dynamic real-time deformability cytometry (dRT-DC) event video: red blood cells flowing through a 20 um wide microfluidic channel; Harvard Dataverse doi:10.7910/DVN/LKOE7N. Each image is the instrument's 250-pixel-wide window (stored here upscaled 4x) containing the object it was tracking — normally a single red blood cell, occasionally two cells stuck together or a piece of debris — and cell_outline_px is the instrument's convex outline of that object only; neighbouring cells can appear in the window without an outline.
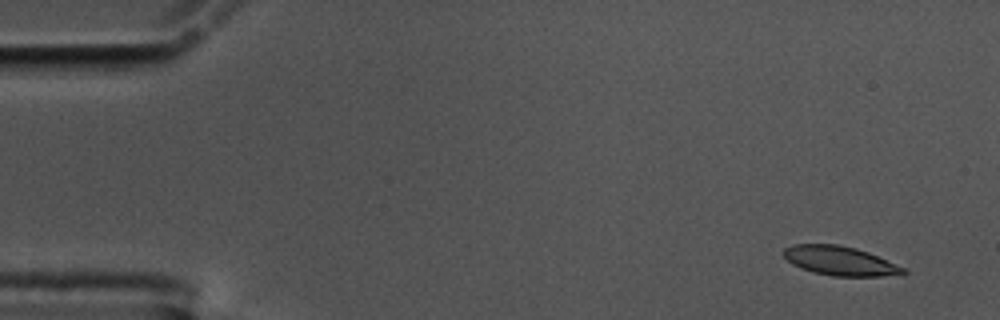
{"species": "common noctule bat (a hibernating species)", "species_latin": "Nyctalus noctula", "temperature_condition": "cold", "stored_images_in_passage": 54, "camera_frame_rate_fps": 3000, "um_per_image_px": 0.085, "animal": {"sex": "male", "body_mass_g": 17.5, "forearm_length_mm": 52.3}, "frame": {"image": 1, "passage_image": 1, "time_ms": 0.0, "image_size_px": [1000, 320], "cell_outline_px": [[908, 272], [904, 276], [832, 276], [812, 272], [792, 264], [784, 256], [784, 248], [792, 244], [836, 244], [856, 248], [868, 252], [904, 268]], "centroid_in_image_um": [71.43, 22.18], "position_along_channel_um": 13.6, "area_um2": 20.4}}
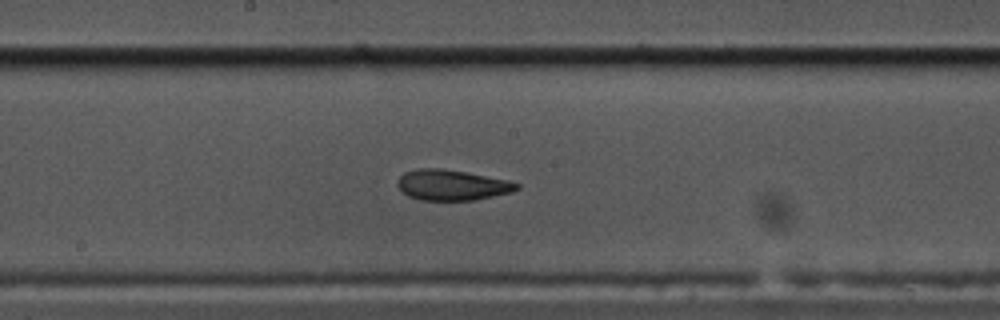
{"frame": {"image": 2, "passage_image": 27, "time_ms": 8.667, "image_size_px": [1000, 320], "cell_outline_px": [[520, 188], [512, 192], [476, 200], [420, 200], [408, 196], [396, 184], [400, 176], [404, 172], [420, 168], [440, 168], [464, 172], [508, 180], [520, 184]], "centroid_in_image_um": [38.42, 15.73], "position_along_channel_um": 209.8, "area_um2": 21.15}}
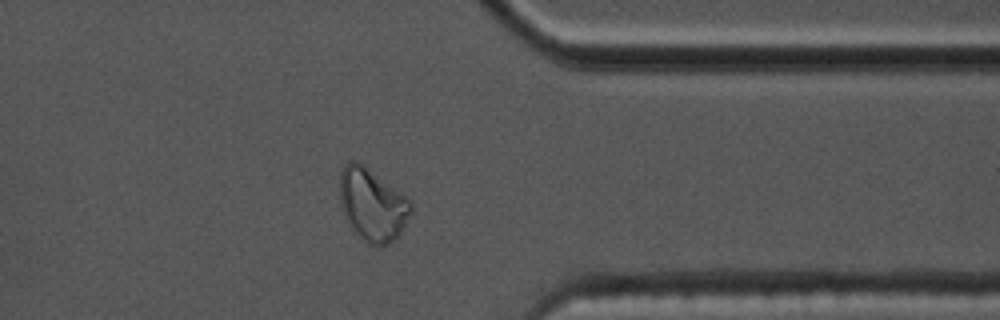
{"frame": {"image": 3, "passage_image": 42, "time_ms": 13.667, "image_size_px": [1000, 320], "cell_outline_px": [[412, 212], [400, 232], [388, 244], [368, 244], [360, 240], [344, 216], [340, 208], [340, 172], [344, 164], [348, 160], [356, 160], [364, 164], [412, 200]], "centroid_in_image_um": [31.63, 17.36], "position_along_channel_um": 379.8, "area_um2": 30.35}, "authors_computed_cell_mechanics": {"area_um2": 21.6461, "velocity_mm_per_s": 3.5576, "shape_relaxation_time_tau1_ms": 10.8887, "shape_relaxation_time_tau2_ms": 2.2871, "deformation_change_tau1": 0.2254, "deformation_change_tau2": 0.0789}}